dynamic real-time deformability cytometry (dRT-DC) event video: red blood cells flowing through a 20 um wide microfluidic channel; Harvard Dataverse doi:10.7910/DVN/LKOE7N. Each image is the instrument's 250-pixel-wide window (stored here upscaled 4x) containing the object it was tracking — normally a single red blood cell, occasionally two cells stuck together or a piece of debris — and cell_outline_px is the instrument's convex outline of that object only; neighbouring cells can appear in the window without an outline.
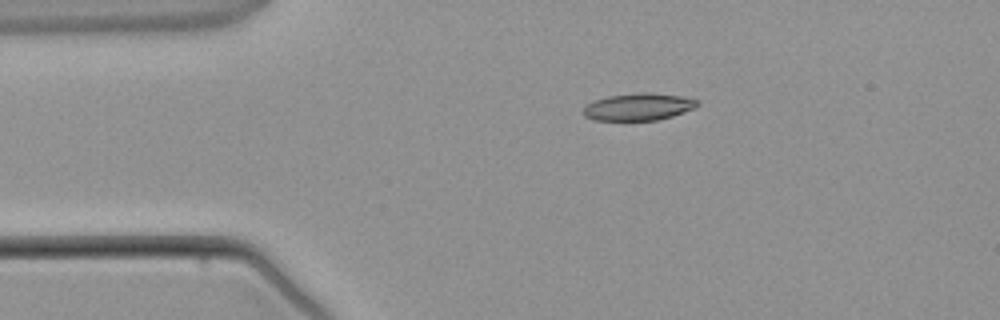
{"species": "common noctule bat (a hibernating species)", "species_latin": "Nyctalus noctula", "temperature_condition": "warm", "stored_images_in_passage": 1, "camera_frame_rate_fps": 3000, "um_per_image_px": 0.085, "animal": {"sex": "male", "body_mass_g": 21.5, "forearm_length_mm": 52.0}, "frame": {"image": 1, "passage_image": 1, "time_ms": 0.0, "image_size_px": [1000, 320], "cell_outline_px": [[700, 104], [684, 112], [672, 116], [656, 120], [596, 120], [584, 116], [584, 108], [588, 104], [596, 100], [608, 96], [640, 92], [648, 92], [684, 96], [696, 100]], "centroid_in_image_um": [54.29, 9.07], "position_along_channel_um": 30.7, "area_um2": 17.86}}